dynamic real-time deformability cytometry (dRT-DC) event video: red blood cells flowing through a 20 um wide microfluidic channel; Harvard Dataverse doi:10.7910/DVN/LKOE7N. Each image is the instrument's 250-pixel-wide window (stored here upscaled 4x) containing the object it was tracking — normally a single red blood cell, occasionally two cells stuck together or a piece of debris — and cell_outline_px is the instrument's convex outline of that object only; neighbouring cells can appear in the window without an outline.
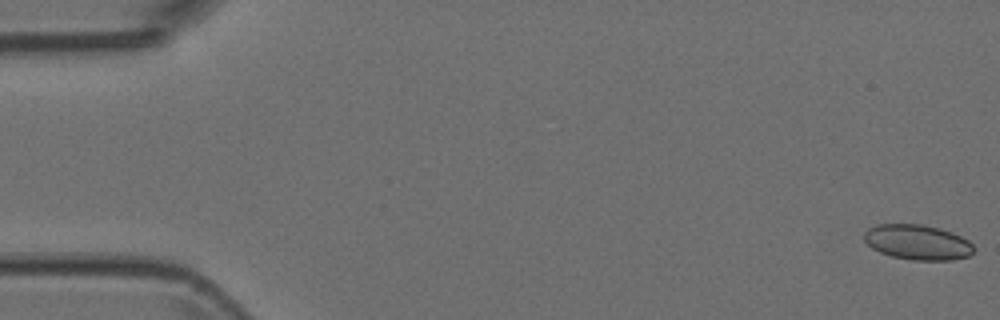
{"species": "Egyptian fruit bat (a non-hibernating species)", "species_latin": "Rousettus aegyptiacus", "temperature_condition": "room temperature", "stored_images_in_passage": 7, "camera_frame_rate_fps": 3000, "um_per_image_px": 0.085, "animal": {"sex": "female"}, "frame": {"image": 1, "passage_image": 1, "time_ms": 0.0, "image_size_px": [1000, 320], "cell_outline_px": [[976, 248], [968, 256], [952, 260], [912, 260], [892, 256], [880, 252], [872, 248], [864, 240], [864, 232], [868, 228], [876, 224], [924, 224], [940, 228], [952, 232], [968, 240]], "centroid_in_image_um": [77.99, 20.58], "position_along_channel_um": 7.0, "area_um2": 22.54}}
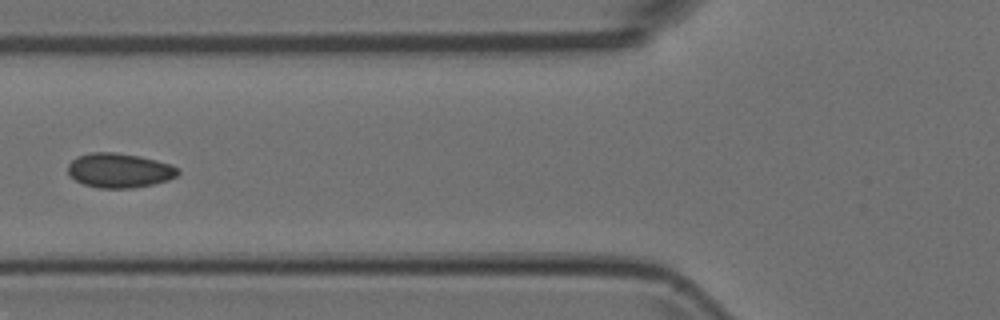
{"frame": {"image": 2, "passage_image": 6, "time_ms": 1.667, "image_size_px": [1000, 320], "cell_outline_px": [[180, 172], [176, 176], [168, 180], [152, 184], [132, 188], [100, 188], [84, 184], [68, 176], [68, 164], [76, 156], [92, 152], [112, 152], [140, 156], [156, 160], [180, 168]], "centroid_in_image_um": [10.13, 14.48], "position_along_channel_um": 115.7, "area_um2": 22.14}}
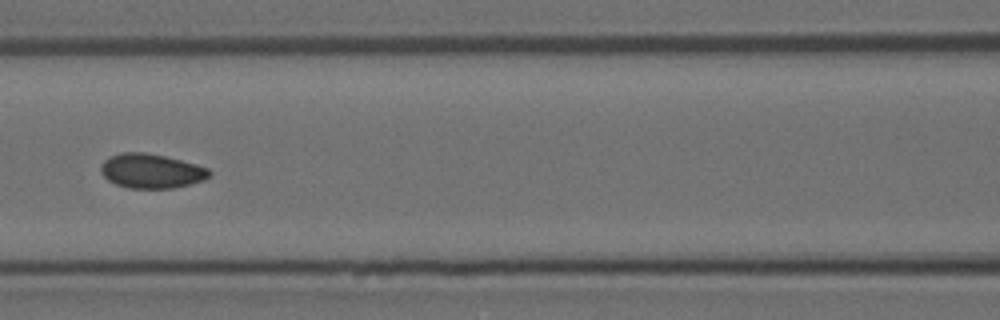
{"frame": {"image": 3, "passage_image": 7, "time_ms": 2.0, "image_size_px": [1000, 320], "cell_outline_px": [[212, 172], [204, 180], [172, 188], [128, 188], [116, 184], [108, 180], [100, 172], [100, 168], [104, 160], [108, 156], [120, 152], [144, 152], [164, 156], [196, 164], [208, 168]], "centroid_in_image_um": [12.82, 14.52], "position_along_channel_um": 153.8, "area_um2": 21.73}}